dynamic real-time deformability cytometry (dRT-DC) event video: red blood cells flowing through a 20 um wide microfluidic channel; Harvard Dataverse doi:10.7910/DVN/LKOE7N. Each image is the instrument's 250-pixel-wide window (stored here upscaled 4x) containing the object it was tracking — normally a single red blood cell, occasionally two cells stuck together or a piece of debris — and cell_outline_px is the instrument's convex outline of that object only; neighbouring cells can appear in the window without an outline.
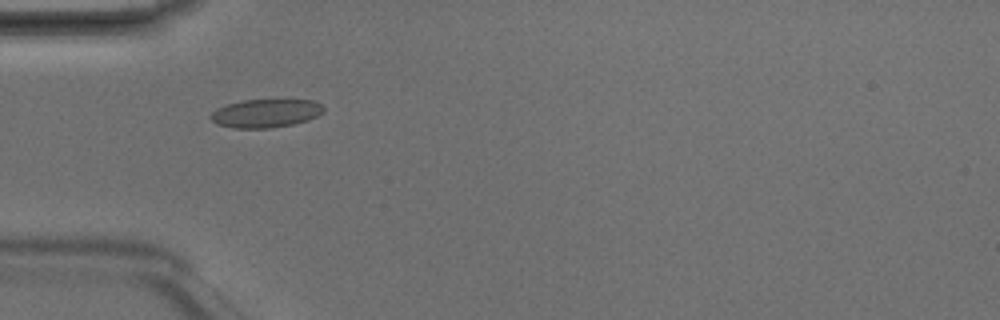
{"species": "Egyptian fruit bat (a non-hibernating species)", "species_latin": "Rousettus aegyptiacus", "temperature_condition": "room temperature", "stored_images_in_passage": 4, "camera_frame_rate_fps": 3000, "um_per_image_px": 0.085, "animal": {"sex": "male"}, "frame": {"image": 1, "passage_image": 4, "time_ms": 1.0, "image_size_px": [1000, 320], "cell_outline_px": [[324, 112], [308, 120], [292, 124], [268, 128], [232, 128], [216, 124], [208, 116], [216, 108], [228, 104], [244, 100], [312, 100], [320, 104], [324, 108]], "centroid_in_image_um": [22.55, 9.63], "position_along_channel_um": 62.4, "area_um2": 18.61}}